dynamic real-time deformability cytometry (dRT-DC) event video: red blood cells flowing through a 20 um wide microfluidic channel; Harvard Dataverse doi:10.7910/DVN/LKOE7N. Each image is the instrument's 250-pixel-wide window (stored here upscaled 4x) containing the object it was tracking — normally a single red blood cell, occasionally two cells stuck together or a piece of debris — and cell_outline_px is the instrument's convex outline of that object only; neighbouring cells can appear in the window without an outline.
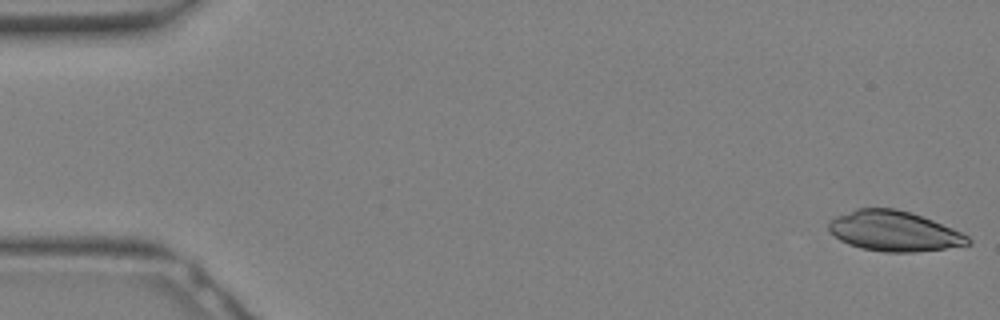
{"species": "Egyptian fruit bat (a non-hibernating species)", "species_latin": "Rousettus aegyptiacus", "temperature_condition": "warm", "stored_images_in_passage": 23, "camera_frame_rate_fps": 3000, "um_per_image_px": 0.085, "animal": {"sex": "female"}, "frame": {"image": 1, "passage_image": 1, "time_ms": 0.0, "image_size_px": [1000, 320], "cell_outline_px": [[972, 244], [916, 252], [884, 252], [860, 248], [848, 244], [840, 240], [828, 228], [828, 220], [836, 216], [856, 208], [896, 208], [912, 212], [952, 228], [968, 236], [972, 240]], "centroid_in_image_um": [75.98, 19.64], "position_along_channel_um": 9.0, "area_um2": 32.66}}
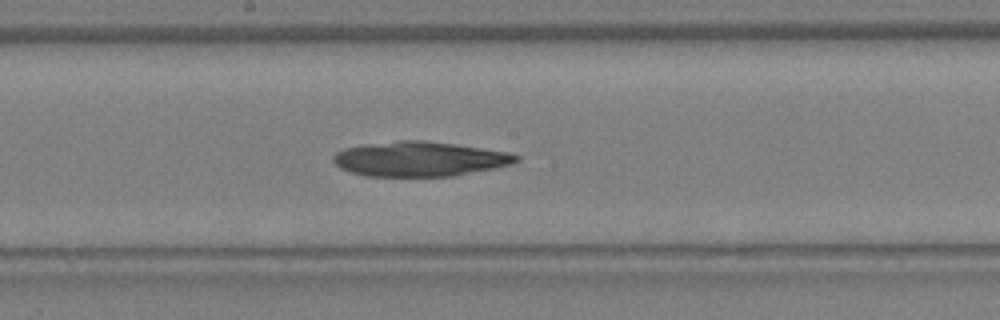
{"frame": {"image": 2, "passage_image": 17, "time_ms": 5.333, "image_size_px": [1000, 320], "cell_outline_px": [[520, 160], [516, 164], [452, 176], [368, 176], [352, 172], [340, 168], [332, 160], [332, 156], [336, 152], [344, 148], [364, 144], [396, 140], [424, 140], [456, 144], [508, 152], [520, 156]], "centroid_in_image_um": [35.68, 13.5], "position_along_channel_um": 212.5, "area_um2": 37.28}}
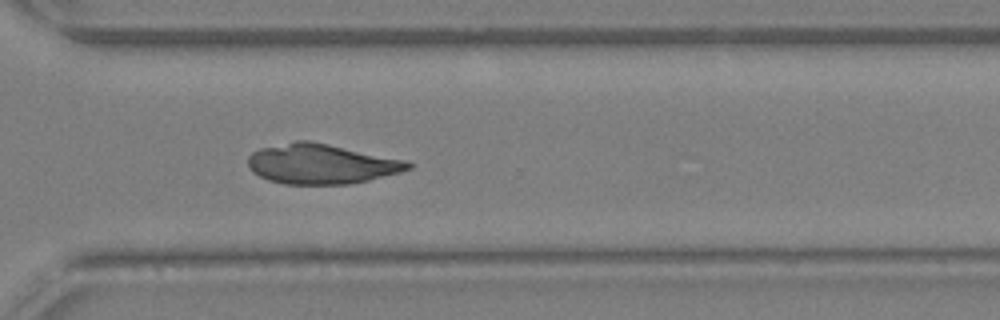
{"frame": {"image": 3, "passage_image": 23, "time_ms": 7.333, "image_size_px": [1000, 320], "cell_outline_px": [[412, 168], [400, 172], [368, 180], [348, 184], [284, 184], [268, 180], [252, 172], [248, 168], [248, 156], [252, 152], [260, 148], [296, 140], [308, 140], [408, 160], [412, 164]], "centroid_in_image_um": [27.29, 13.93], "position_along_channel_um": 343.3, "area_um2": 37.34}}